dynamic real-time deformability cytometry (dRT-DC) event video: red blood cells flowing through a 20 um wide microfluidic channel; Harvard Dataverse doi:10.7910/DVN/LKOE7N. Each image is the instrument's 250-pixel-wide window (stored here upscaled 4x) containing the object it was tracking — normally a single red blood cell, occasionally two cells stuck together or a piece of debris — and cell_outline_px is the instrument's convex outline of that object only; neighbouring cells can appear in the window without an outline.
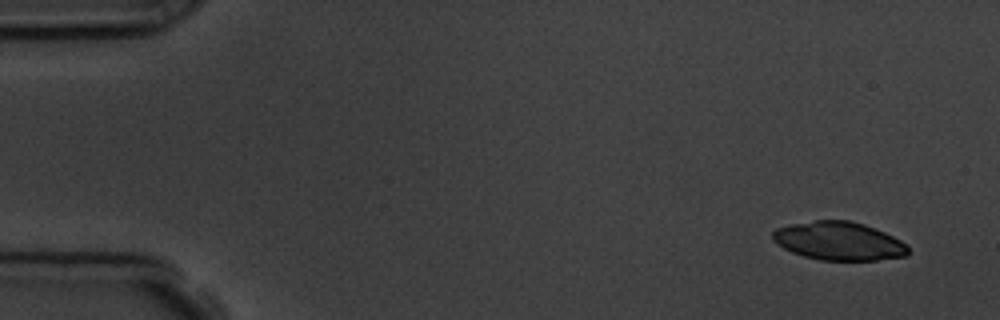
{"species": "common noctule bat (a hibernating species)", "species_latin": "Nyctalus noctula", "temperature_condition": "room temperature", "stored_images_in_passage": 5, "camera_frame_rate_fps": 3000, "um_per_image_px": 0.085, "animal": {"sex": "male", "body_mass_g": 19.5, "forearm_length_mm": 54.6}, "frame": {"image": 1, "passage_image": 1, "time_ms": 0.0, "image_size_px": [1000, 320], "cell_outline_px": [[908, 256], [876, 260], [820, 260], [804, 256], [792, 252], [776, 244], [772, 240], [772, 232], [776, 228], [792, 224], [816, 220], [848, 220], [864, 224], [884, 232], [908, 244]], "centroid_in_image_um": [71.3, 20.49], "position_along_channel_um": 13.7, "area_um2": 30.35}}